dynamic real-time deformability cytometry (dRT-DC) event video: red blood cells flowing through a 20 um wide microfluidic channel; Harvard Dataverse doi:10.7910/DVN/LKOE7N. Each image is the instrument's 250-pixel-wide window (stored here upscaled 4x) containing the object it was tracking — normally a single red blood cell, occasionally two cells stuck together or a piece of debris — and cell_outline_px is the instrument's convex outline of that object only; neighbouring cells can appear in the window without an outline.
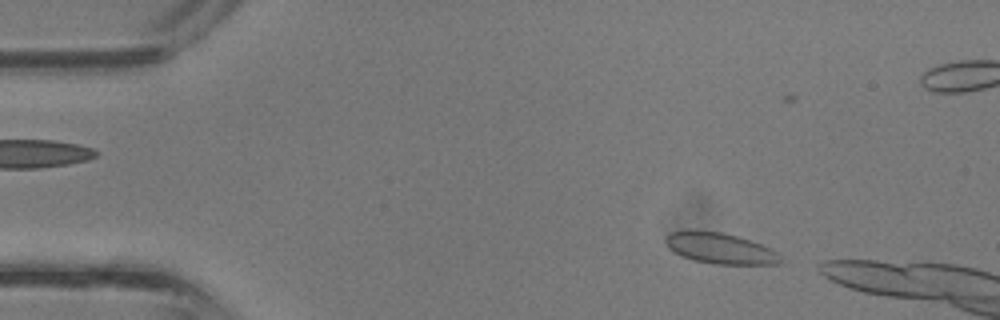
{"species": "common noctule bat (a hibernating species)", "species_latin": "Nyctalus noctula", "temperature_condition": "room temperature", "stored_images_in_passage": 4, "camera_frame_rate_fps": 3000, "um_per_image_px": 0.085, "animal": {"sex": "male", "body_mass_g": 13.3}, "frame": {"image": 1, "passage_image": 1, "time_ms": 0.0, "image_size_px": [1000, 320], "cell_outline_px": [[780, 264], [712, 264], [692, 260], [680, 256], [668, 248], [664, 240], [664, 236], [672, 232], [720, 232], [736, 236], [760, 244], [776, 252], [780, 260]], "centroid_in_image_um": [61.16, 21.14], "position_along_channel_um": 23.8, "area_um2": 20.11}}